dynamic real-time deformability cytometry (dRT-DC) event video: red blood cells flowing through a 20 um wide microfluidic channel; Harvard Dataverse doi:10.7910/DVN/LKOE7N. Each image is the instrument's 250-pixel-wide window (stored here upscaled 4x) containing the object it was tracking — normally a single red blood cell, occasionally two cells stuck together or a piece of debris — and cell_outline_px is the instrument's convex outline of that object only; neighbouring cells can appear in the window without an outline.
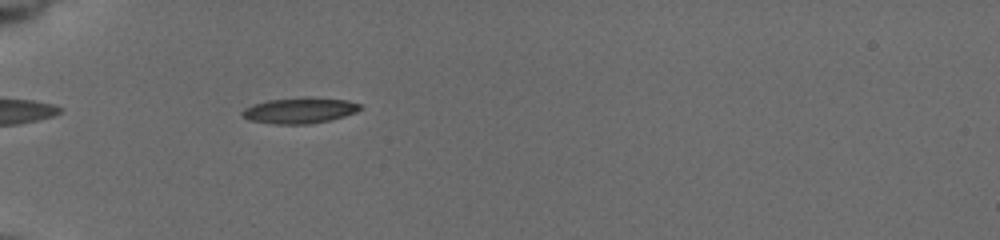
{"species": "common noctule bat (a hibernating species)", "species_latin": "Nyctalus noctula", "temperature_condition": "cold", "stored_images_in_passage": 67, "camera_frame_rate_fps": 3000, "um_per_image_px": 0.085, "animal": {"sex": "female", "body_mass_g": 19.5, "forearm_length_mm": 54.1}, "frame": {"image": 1, "passage_image": 25, "time_ms": 6.667, "image_size_px": [1000, 240], "cell_outline_px": [[360, 108], [356, 112], [344, 116], [328, 120], [308, 124], [276, 124], [248, 120], [240, 116], [240, 112], [244, 108], [252, 104], [268, 100], [308, 96], [348, 100], [360, 104]], "centroid_in_image_um": [25.42, 9.37], "position_along_channel_um": 59.6, "area_um2": 17.92}}
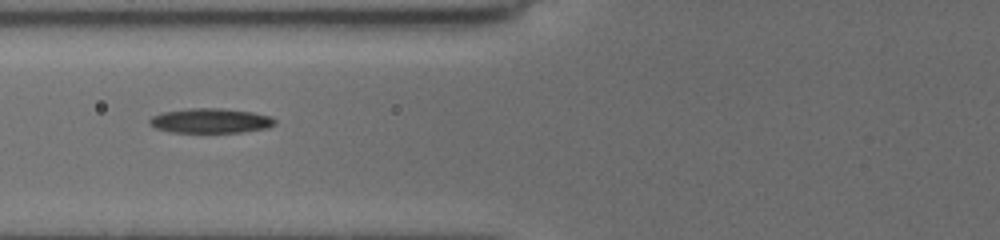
{"frame": {"image": 2, "passage_image": 33, "time_ms": 8.333, "image_size_px": [1000, 240], "cell_outline_px": [[276, 124], [268, 128], [244, 132], [172, 132], [156, 128], [148, 124], [148, 120], [152, 116], [160, 112], [188, 108], [220, 108], [252, 112], [272, 116], [276, 120]], "centroid_in_image_um": [17.9, 10.25], "position_along_channel_um": 107.9, "area_um2": 18.26}}
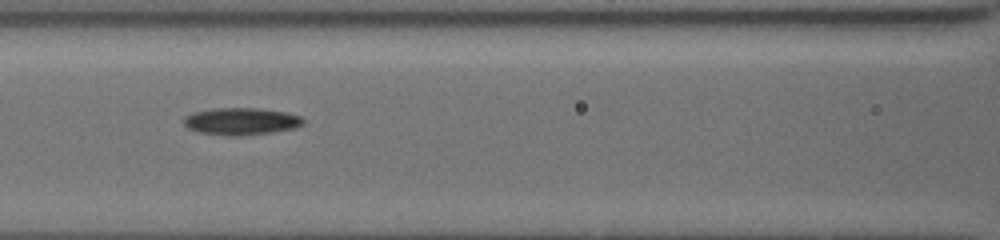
{"frame": {"image": 3, "passage_image": 38, "time_ms": 9.333, "image_size_px": [1000, 240], "cell_outline_px": [[304, 124], [292, 128], [268, 132], [240, 136], [224, 136], [200, 132], [188, 128], [184, 124], [184, 116], [192, 112], [212, 108], [260, 108], [284, 112], [300, 116], [304, 120]], "centroid_in_image_um": [20.44, 10.3], "position_along_channel_um": 146.2, "area_um2": 18.84}, "authors_computed_cell_mechanics": {"area_um2": 18.4382, "velocity_mm_per_s": 3.7995, "shape_relaxation_time_tau1_ms": null, "shape_relaxation_time_tau2_ms": 9.5452, "deformation_change_tau1": null, "deformation_change_tau2": 0.2034}}